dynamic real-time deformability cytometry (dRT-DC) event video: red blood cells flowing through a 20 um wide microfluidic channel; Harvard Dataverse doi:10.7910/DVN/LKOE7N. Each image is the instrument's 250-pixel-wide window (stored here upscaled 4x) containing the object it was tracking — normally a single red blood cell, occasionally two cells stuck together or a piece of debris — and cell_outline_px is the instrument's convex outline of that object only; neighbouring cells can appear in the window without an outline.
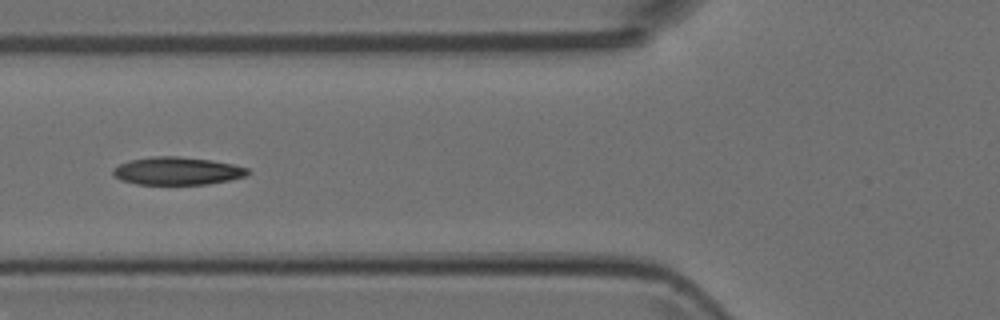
{"species": "Egyptian fruit bat (a non-hibernating species)", "species_latin": "Rousettus aegyptiacus", "temperature_condition": "room temperature", "stored_images_in_passage": 6, "camera_frame_rate_fps": 3000, "um_per_image_px": 0.085, "animal": {"sex": "female"}, "frame": {"image": 1, "passage_image": 6, "time_ms": 1.667, "image_size_px": [1000, 320], "cell_outline_px": [[252, 172], [248, 176], [208, 184], [136, 184], [120, 180], [112, 172], [112, 168], [120, 164], [132, 160], [152, 156], [180, 156], [208, 160], [232, 164], [248, 168]], "centroid_in_image_um": [15.08, 14.53], "position_along_channel_um": 110.7, "area_um2": 21.79}}